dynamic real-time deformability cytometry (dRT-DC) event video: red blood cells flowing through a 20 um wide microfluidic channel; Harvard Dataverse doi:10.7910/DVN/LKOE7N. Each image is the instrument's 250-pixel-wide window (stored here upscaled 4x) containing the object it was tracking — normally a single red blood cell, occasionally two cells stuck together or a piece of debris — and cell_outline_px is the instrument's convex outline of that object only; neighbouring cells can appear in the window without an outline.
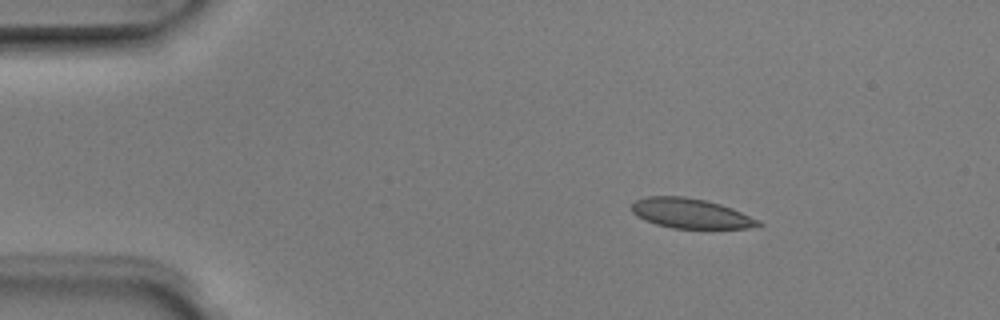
{"species": "Egyptian fruit bat (a non-hibernating species)", "species_latin": "Rousettus aegyptiacus", "temperature_condition": "room temperature", "stored_images_in_passage": 4, "segment_of_instrument_passage": [1, 2], "camera_frame_rate_fps": 3000, "um_per_image_px": 0.085, "animal": {"sex": "male"}, "frame": {"image": 1, "passage_image": 1, "time_ms": 0.0, "image_size_px": [1000, 320], "cell_outline_px": [[764, 224], [748, 228], [672, 228], [656, 224], [644, 220], [632, 212], [632, 204], [636, 200], [648, 196], [684, 196], [704, 200], [720, 204], [732, 208], [760, 220]], "centroid_in_image_um": [58.71, 18.14], "position_along_channel_um": 26.3, "area_um2": 21.91}}